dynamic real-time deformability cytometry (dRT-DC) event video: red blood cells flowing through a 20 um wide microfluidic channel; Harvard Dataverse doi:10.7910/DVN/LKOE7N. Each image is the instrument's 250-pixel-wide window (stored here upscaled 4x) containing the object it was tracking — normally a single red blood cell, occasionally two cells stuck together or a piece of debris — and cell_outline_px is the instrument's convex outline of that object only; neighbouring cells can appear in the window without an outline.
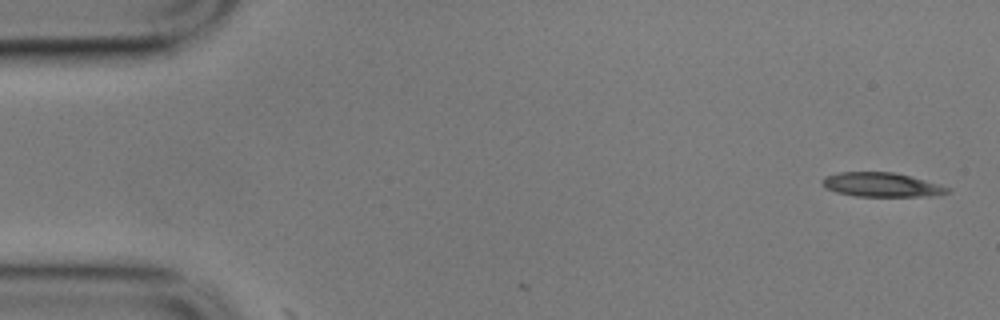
{"species": "common noctule bat (a hibernating species)", "species_latin": "Nyctalus noctula", "temperature_condition": "cold", "stored_images_in_passage": 2, "camera_frame_rate_fps": 3000, "um_per_image_px": 0.085, "animal": {"sex": "male", "body_mass_g": 17.9}, "frame": {"image": 1, "passage_image": 1, "time_ms": 0.0, "image_size_px": [1000, 320], "cell_outline_px": [[952, 192], [932, 196], [856, 196], [836, 192], [824, 188], [820, 180], [824, 176], [840, 172], [892, 172], [940, 184], [952, 188]], "centroid_in_image_um": [74.92, 15.71], "position_along_channel_um": 10.1, "area_um2": 17.74}}